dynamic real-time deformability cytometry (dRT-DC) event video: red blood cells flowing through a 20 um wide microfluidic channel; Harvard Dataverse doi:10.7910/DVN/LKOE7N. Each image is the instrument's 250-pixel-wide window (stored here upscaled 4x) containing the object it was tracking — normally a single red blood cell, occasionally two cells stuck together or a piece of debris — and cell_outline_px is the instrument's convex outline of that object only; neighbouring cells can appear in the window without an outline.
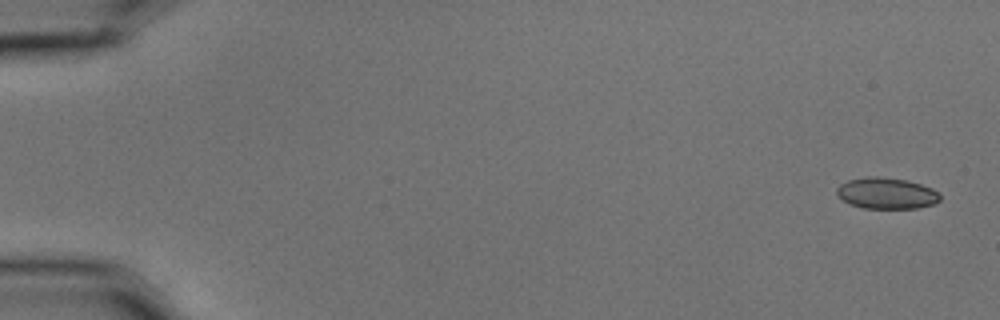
{"species": "common noctule bat (a hibernating species)", "species_latin": "Nyctalus noctula", "temperature_condition": "cold", "stored_images_in_passage": 5, "camera_frame_rate_fps": 3000, "um_per_image_px": 0.085, "animal": {"sex": "male", "body_mass_g": 15.6}, "frame": {"image": 1, "passage_image": 1, "time_ms": 0.0, "image_size_px": [1000, 320], "cell_outline_px": [[940, 200], [932, 204], [916, 208], [864, 208], [848, 204], [836, 192], [836, 188], [840, 184], [848, 180], [868, 176], [880, 176], [908, 180], [932, 188], [940, 192]], "centroid_in_image_um": [75.35, 16.41], "position_along_channel_um": 9.6, "area_um2": 18.84}}
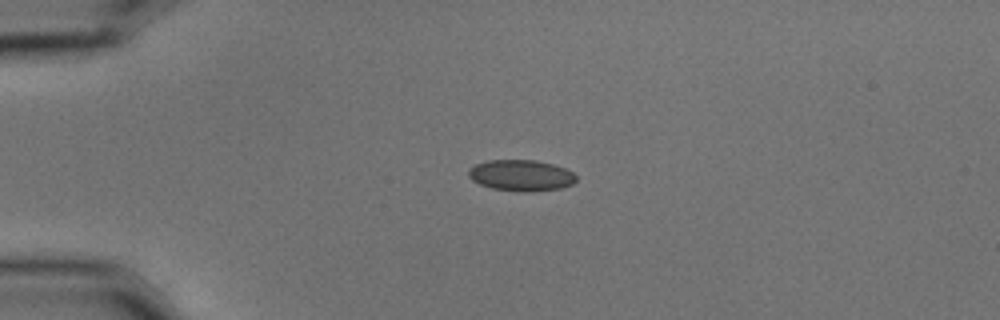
{"frame": {"image": 2, "passage_image": 4, "time_ms": 1.0, "image_size_px": [1000, 320], "cell_outline_px": [[576, 180], [572, 184], [560, 188], [528, 192], [524, 192], [492, 188], [480, 184], [472, 180], [468, 176], [468, 168], [476, 164], [488, 160], [536, 160], [552, 164], [564, 168], [572, 172], [576, 176]], "centroid_in_image_um": [44.27, 14.9], "position_along_channel_um": 40.7, "area_um2": 19.48}}